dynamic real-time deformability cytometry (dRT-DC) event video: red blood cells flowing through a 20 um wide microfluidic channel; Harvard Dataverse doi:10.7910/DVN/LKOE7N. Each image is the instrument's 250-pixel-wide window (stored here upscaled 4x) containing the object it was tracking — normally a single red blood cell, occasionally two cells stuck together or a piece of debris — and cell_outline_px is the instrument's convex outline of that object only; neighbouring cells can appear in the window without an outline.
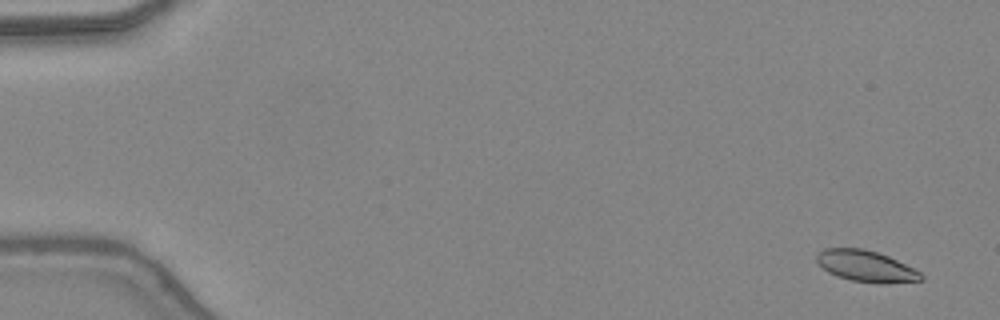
{"species": "common noctule bat (a hibernating species)", "species_latin": "Nyctalus noctula", "temperature_condition": "warm", "stored_images_in_passage": 50, "camera_frame_rate_fps": 3000, "um_per_image_px": 0.085, "animal": {"sex": "female", "body_mass_g": 24.6, "forearm_length_mm": 56.2}, "frame": {"image": 1, "passage_image": 3, "time_ms": 0.667, "image_size_px": [1000, 320], "cell_outline_px": [[924, 280], [888, 284], [880, 284], [852, 280], [836, 276], [828, 272], [816, 260], [816, 256], [824, 248], [864, 248], [888, 256], [920, 272], [924, 276]], "centroid_in_image_um": [73.63, 22.64], "position_along_channel_um": 11.4, "area_um2": 18.96}}
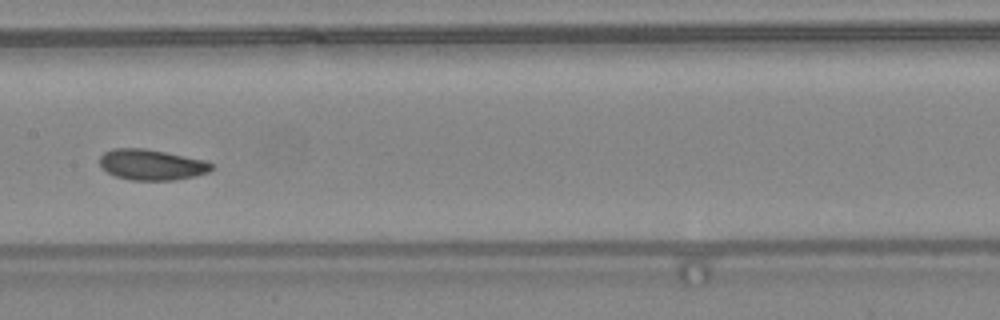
{"frame": {"image": 2, "passage_image": 26, "time_ms": 8.333, "image_size_px": [1000, 320], "cell_outline_px": [[212, 168], [208, 172], [196, 176], [172, 180], [132, 180], [116, 176], [100, 168], [100, 156], [104, 152], [112, 148], [144, 148], [204, 160], [212, 164]], "centroid_in_image_um": [12.84, 14.0], "position_along_channel_um": 194.6, "area_um2": 19.88}}
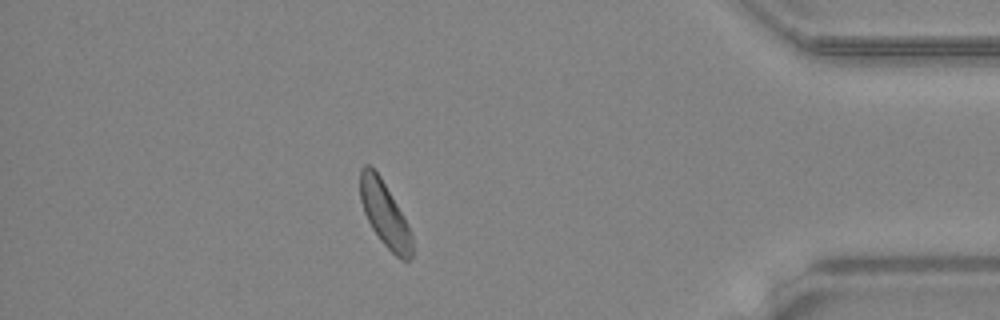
{"frame": {"image": 3, "passage_image": 43, "time_ms": 14.0, "image_size_px": [1000, 320], "cell_outline_px": [[412, 256], [408, 260], [400, 260], [380, 240], [372, 228], [364, 212], [360, 200], [360, 168], [364, 164], [368, 164], [380, 176], [408, 224], [412, 232]], "centroid_in_image_um": [32.7, 18.21], "position_along_channel_um": 402.5, "area_um2": 19.48}, "authors_computed_cell_mechanics": {"area_um2": 19.9699, "velocity_mm_per_s": 4.3692, "shape_relaxation_time_tau1_ms": 3.4382, "shape_relaxation_time_tau2_ms": 4.5448, "deformation_change_tau1": 0.0904, "deformation_change_tau2": 0.1087}}